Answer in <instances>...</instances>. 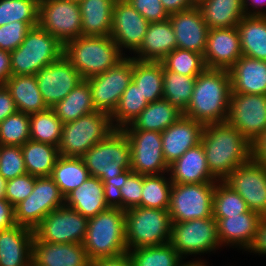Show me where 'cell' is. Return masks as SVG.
<instances>
[{"instance_id": "obj_50", "label": "cell", "mask_w": 266, "mask_h": 266, "mask_svg": "<svg viewBox=\"0 0 266 266\" xmlns=\"http://www.w3.org/2000/svg\"><path fill=\"white\" fill-rule=\"evenodd\" d=\"M34 185L35 176L28 173L8 180L5 189V199L15 207L33 192Z\"/></svg>"}, {"instance_id": "obj_16", "label": "cell", "mask_w": 266, "mask_h": 266, "mask_svg": "<svg viewBox=\"0 0 266 266\" xmlns=\"http://www.w3.org/2000/svg\"><path fill=\"white\" fill-rule=\"evenodd\" d=\"M226 122L252 144L266 128V95L231 92Z\"/></svg>"}, {"instance_id": "obj_4", "label": "cell", "mask_w": 266, "mask_h": 266, "mask_svg": "<svg viewBox=\"0 0 266 266\" xmlns=\"http://www.w3.org/2000/svg\"><path fill=\"white\" fill-rule=\"evenodd\" d=\"M82 245L91 262L127 253L125 211L108 208L90 218Z\"/></svg>"}, {"instance_id": "obj_58", "label": "cell", "mask_w": 266, "mask_h": 266, "mask_svg": "<svg viewBox=\"0 0 266 266\" xmlns=\"http://www.w3.org/2000/svg\"><path fill=\"white\" fill-rule=\"evenodd\" d=\"M161 3L167 13L181 12L196 6L194 0H161Z\"/></svg>"}, {"instance_id": "obj_43", "label": "cell", "mask_w": 266, "mask_h": 266, "mask_svg": "<svg viewBox=\"0 0 266 266\" xmlns=\"http://www.w3.org/2000/svg\"><path fill=\"white\" fill-rule=\"evenodd\" d=\"M212 205L216 221L249 211L245 200L224 181L215 183Z\"/></svg>"}, {"instance_id": "obj_51", "label": "cell", "mask_w": 266, "mask_h": 266, "mask_svg": "<svg viewBox=\"0 0 266 266\" xmlns=\"http://www.w3.org/2000/svg\"><path fill=\"white\" fill-rule=\"evenodd\" d=\"M143 189V175L132 172L127 178L126 182L120 188L122 195V210L140 206Z\"/></svg>"}, {"instance_id": "obj_1", "label": "cell", "mask_w": 266, "mask_h": 266, "mask_svg": "<svg viewBox=\"0 0 266 266\" xmlns=\"http://www.w3.org/2000/svg\"><path fill=\"white\" fill-rule=\"evenodd\" d=\"M201 143L209 171L218 181L252 158V144L227 122L204 125Z\"/></svg>"}, {"instance_id": "obj_5", "label": "cell", "mask_w": 266, "mask_h": 266, "mask_svg": "<svg viewBox=\"0 0 266 266\" xmlns=\"http://www.w3.org/2000/svg\"><path fill=\"white\" fill-rule=\"evenodd\" d=\"M63 56V44L39 26L32 27L18 48L10 52L11 75H35Z\"/></svg>"}, {"instance_id": "obj_26", "label": "cell", "mask_w": 266, "mask_h": 266, "mask_svg": "<svg viewBox=\"0 0 266 266\" xmlns=\"http://www.w3.org/2000/svg\"><path fill=\"white\" fill-rule=\"evenodd\" d=\"M167 174L173 184L218 181L209 171L202 143L188 149L179 159L169 165Z\"/></svg>"}, {"instance_id": "obj_9", "label": "cell", "mask_w": 266, "mask_h": 266, "mask_svg": "<svg viewBox=\"0 0 266 266\" xmlns=\"http://www.w3.org/2000/svg\"><path fill=\"white\" fill-rule=\"evenodd\" d=\"M215 183L173 184L168 207L172 223L212 217Z\"/></svg>"}, {"instance_id": "obj_48", "label": "cell", "mask_w": 266, "mask_h": 266, "mask_svg": "<svg viewBox=\"0 0 266 266\" xmlns=\"http://www.w3.org/2000/svg\"><path fill=\"white\" fill-rule=\"evenodd\" d=\"M26 173L21 146L0 145V175L8 181Z\"/></svg>"}, {"instance_id": "obj_13", "label": "cell", "mask_w": 266, "mask_h": 266, "mask_svg": "<svg viewBox=\"0 0 266 266\" xmlns=\"http://www.w3.org/2000/svg\"><path fill=\"white\" fill-rule=\"evenodd\" d=\"M79 3L68 0H40L38 26L63 45L82 36Z\"/></svg>"}, {"instance_id": "obj_29", "label": "cell", "mask_w": 266, "mask_h": 266, "mask_svg": "<svg viewBox=\"0 0 266 266\" xmlns=\"http://www.w3.org/2000/svg\"><path fill=\"white\" fill-rule=\"evenodd\" d=\"M64 205L90 219L108 209L104 198L103 182L89 176L78 188L64 197Z\"/></svg>"}, {"instance_id": "obj_37", "label": "cell", "mask_w": 266, "mask_h": 266, "mask_svg": "<svg viewBox=\"0 0 266 266\" xmlns=\"http://www.w3.org/2000/svg\"><path fill=\"white\" fill-rule=\"evenodd\" d=\"M56 116L64 123L77 120L83 115L96 111L89 82H81L59 103L52 107Z\"/></svg>"}, {"instance_id": "obj_20", "label": "cell", "mask_w": 266, "mask_h": 266, "mask_svg": "<svg viewBox=\"0 0 266 266\" xmlns=\"http://www.w3.org/2000/svg\"><path fill=\"white\" fill-rule=\"evenodd\" d=\"M241 56L237 27L209 29L203 54L206 68L229 70Z\"/></svg>"}, {"instance_id": "obj_46", "label": "cell", "mask_w": 266, "mask_h": 266, "mask_svg": "<svg viewBox=\"0 0 266 266\" xmlns=\"http://www.w3.org/2000/svg\"><path fill=\"white\" fill-rule=\"evenodd\" d=\"M30 140V115L17 111L0 122V145L22 146Z\"/></svg>"}, {"instance_id": "obj_62", "label": "cell", "mask_w": 266, "mask_h": 266, "mask_svg": "<svg viewBox=\"0 0 266 266\" xmlns=\"http://www.w3.org/2000/svg\"><path fill=\"white\" fill-rule=\"evenodd\" d=\"M207 262H205L204 260L197 259V260H190L188 262H186L183 266H207L206 265Z\"/></svg>"}, {"instance_id": "obj_33", "label": "cell", "mask_w": 266, "mask_h": 266, "mask_svg": "<svg viewBox=\"0 0 266 266\" xmlns=\"http://www.w3.org/2000/svg\"><path fill=\"white\" fill-rule=\"evenodd\" d=\"M183 112L165 99L149 103L129 124L133 129L162 133L174 124Z\"/></svg>"}, {"instance_id": "obj_23", "label": "cell", "mask_w": 266, "mask_h": 266, "mask_svg": "<svg viewBox=\"0 0 266 266\" xmlns=\"http://www.w3.org/2000/svg\"><path fill=\"white\" fill-rule=\"evenodd\" d=\"M32 263L35 266H91L82 244L50 243L33 240Z\"/></svg>"}, {"instance_id": "obj_15", "label": "cell", "mask_w": 266, "mask_h": 266, "mask_svg": "<svg viewBox=\"0 0 266 266\" xmlns=\"http://www.w3.org/2000/svg\"><path fill=\"white\" fill-rule=\"evenodd\" d=\"M88 218L63 205L46 215L34 229V235L50 243L82 244L88 227Z\"/></svg>"}, {"instance_id": "obj_57", "label": "cell", "mask_w": 266, "mask_h": 266, "mask_svg": "<svg viewBox=\"0 0 266 266\" xmlns=\"http://www.w3.org/2000/svg\"><path fill=\"white\" fill-rule=\"evenodd\" d=\"M252 159L266 166V128L260 136L252 143Z\"/></svg>"}, {"instance_id": "obj_36", "label": "cell", "mask_w": 266, "mask_h": 266, "mask_svg": "<svg viewBox=\"0 0 266 266\" xmlns=\"http://www.w3.org/2000/svg\"><path fill=\"white\" fill-rule=\"evenodd\" d=\"M163 74L161 62L138 61L133 58L132 81L148 103L163 99Z\"/></svg>"}, {"instance_id": "obj_64", "label": "cell", "mask_w": 266, "mask_h": 266, "mask_svg": "<svg viewBox=\"0 0 266 266\" xmlns=\"http://www.w3.org/2000/svg\"><path fill=\"white\" fill-rule=\"evenodd\" d=\"M68 1L80 3L82 0H68Z\"/></svg>"}, {"instance_id": "obj_42", "label": "cell", "mask_w": 266, "mask_h": 266, "mask_svg": "<svg viewBox=\"0 0 266 266\" xmlns=\"http://www.w3.org/2000/svg\"><path fill=\"white\" fill-rule=\"evenodd\" d=\"M148 104L139 87L131 81L121 96L116 110L111 115L113 126L116 129H122L130 124Z\"/></svg>"}, {"instance_id": "obj_34", "label": "cell", "mask_w": 266, "mask_h": 266, "mask_svg": "<svg viewBox=\"0 0 266 266\" xmlns=\"http://www.w3.org/2000/svg\"><path fill=\"white\" fill-rule=\"evenodd\" d=\"M237 29L242 55L266 61V16H244Z\"/></svg>"}, {"instance_id": "obj_2", "label": "cell", "mask_w": 266, "mask_h": 266, "mask_svg": "<svg viewBox=\"0 0 266 266\" xmlns=\"http://www.w3.org/2000/svg\"><path fill=\"white\" fill-rule=\"evenodd\" d=\"M231 92L228 70L205 68L196 77L191 100L183 115L203 125L226 122Z\"/></svg>"}, {"instance_id": "obj_28", "label": "cell", "mask_w": 266, "mask_h": 266, "mask_svg": "<svg viewBox=\"0 0 266 266\" xmlns=\"http://www.w3.org/2000/svg\"><path fill=\"white\" fill-rule=\"evenodd\" d=\"M228 71L232 93L266 95V61L242 55Z\"/></svg>"}, {"instance_id": "obj_52", "label": "cell", "mask_w": 266, "mask_h": 266, "mask_svg": "<svg viewBox=\"0 0 266 266\" xmlns=\"http://www.w3.org/2000/svg\"><path fill=\"white\" fill-rule=\"evenodd\" d=\"M149 23L163 22L169 18L161 0H127Z\"/></svg>"}, {"instance_id": "obj_12", "label": "cell", "mask_w": 266, "mask_h": 266, "mask_svg": "<svg viewBox=\"0 0 266 266\" xmlns=\"http://www.w3.org/2000/svg\"><path fill=\"white\" fill-rule=\"evenodd\" d=\"M64 205V196L49 177H35L33 192L15 207V222L34 230L50 212Z\"/></svg>"}, {"instance_id": "obj_45", "label": "cell", "mask_w": 266, "mask_h": 266, "mask_svg": "<svg viewBox=\"0 0 266 266\" xmlns=\"http://www.w3.org/2000/svg\"><path fill=\"white\" fill-rule=\"evenodd\" d=\"M160 62L164 70L186 76H198L206 68L202 54L179 48L174 49Z\"/></svg>"}, {"instance_id": "obj_30", "label": "cell", "mask_w": 266, "mask_h": 266, "mask_svg": "<svg viewBox=\"0 0 266 266\" xmlns=\"http://www.w3.org/2000/svg\"><path fill=\"white\" fill-rule=\"evenodd\" d=\"M4 85L9 90L17 111L31 115L48 109L35 75H11Z\"/></svg>"}, {"instance_id": "obj_38", "label": "cell", "mask_w": 266, "mask_h": 266, "mask_svg": "<svg viewBox=\"0 0 266 266\" xmlns=\"http://www.w3.org/2000/svg\"><path fill=\"white\" fill-rule=\"evenodd\" d=\"M90 176L81 157L59 156L53 168L51 178L65 197L78 188Z\"/></svg>"}, {"instance_id": "obj_10", "label": "cell", "mask_w": 266, "mask_h": 266, "mask_svg": "<svg viewBox=\"0 0 266 266\" xmlns=\"http://www.w3.org/2000/svg\"><path fill=\"white\" fill-rule=\"evenodd\" d=\"M169 243L183 259L189 255L201 256L222 247L218 237L217 221L213 216L172 223Z\"/></svg>"}, {"instance_id": "obj_44", "label": "cell", "mask_w": 266, "mask_h": 266, "mask_svg": "<svg viewBox=\"0 0 266 266\" xmlns=\"http://www.w3.org/2000/svg\"><path fill=\"white\" fill-rule=\"evenodd\" d=\"M143 175L141 207L152 209H168L171 187L169 174Z\"/></svg>"}, {"instance_id": "obj_55", "label": "cell", "mask_w": 266, "mask_h": 266, "mask_svg": "<svg viewBox=\"0 0 266 266\" xmlns=\"http://www.w3.org/2000/svg\"><path fill=\"white\" fill-rule=\"evenodd\" d=\"M16 225L14 207L5 199H0V230L10 229Z\"/></svg>"}, {"instance_id": "obj_25", "label": "cell", "mask_w": 266, "mask_h": 266, "mask_svg": "<svg viewBox=\"0 0 266 266\" xmlns=\"http://www.w3.org/2000/svg\"><path fill=\"white\" fill-rule=\"evenodd\" d=\"M34 237V230L17 224L0 230V266H30Z\"/></svg>"}, {"instance_id": "obj_19", "label": "cell", "mask_w": 266, "mask_h": 266, "mask_svg": "<svg viewBox=\"0 0 266 266\" xmlns=\"http://www.w3.org/2000/svg\"><path fill=\"white\" fill-rule=\"evenodd\" d=\"M149 22L127 0H116L110 37L123 52H135L141 45Z\"/></svg>"}, {"instance_id": "obj_11", "label": "cell", "mask_w": 266, "mask_h": 266, "mask_svg": "<svg viewBox=\"0 0 266 266\" xmlns=\"http://www.w3.org/2000/svg\"><path fill=\"white\" fill-rule=\"evenodd\" d=\"M132 75L133 57L126 56L104 73L86 79L90 85L95 109L112 115L121 96L132 81Z\"/></svg>"}, {"instance_id": "obj_24", "label": "cell", "mask_w": 266, "mask_h": 266, "mask_svg": "<svg viewBox=\"0 0 266 266\" xmlns=\"http://www.w3.org/2000/svg\"><path fill=\"white\" fill-rule=\"evenodd\" d=\"M262 216L254 211L221 218L217 221V231L221 246H235L248 251L253 245Z\"/></svg>"}, {"instance_id": "obj_22", "label": "cell", "mask_w": 266, "mask_h": 266, "mask_svg": "<svg viewBox=\"0 0 266 266\" xmlns=\"http://www.w3.org/2000/svg\"><path fill=\"white\" fill-rule=\"evenodd\" d=\"M203 128L202 123L182 115L161 133L163 155L168 166L201 143Z\"/></svg>"}, {"instance_id": "obj_39", "label": "cell", "mask_w": 266, "mask_h": 266, "mask_svg": "<svg viewBox=\"0 0 266 266\" xmlns=\"http://www.w3.org/2000/svg\"><path fill=\"white\" fill-rule=\"evenodd\" d=\"M131 266H183L186 262L168 243L128 250Z\"/></svg>"}, {"instance_id": "obj_21", "label": "cell", "mask_w": 266, "mask_h": 266, "mask_svg": "<svg viewBox=\"0 0 266 266\" xmlns=\"http://www.w3.org/2000/svg\"><path fill=\"white\" fill-rule=\"evenodd\" d=\"M169 21L177 40V48L204 54L209 28L200 9L195 6L185 11L172 13Z\"/></svg>"}, {"instance_id": "obj_63", "label": "cell", "mask_w": 266, "mask_h": 266, "mask_svg": "<svg viewBox=\"0 0 266 266\" xmlns=\"http://www.w3.org/2000/svg\"><path fill=\"white\" fill-rule=\"evenodd\" d=\"M6 183L7 180L0 175V199L5 198Z\"/></svg>"}, {"instance_id": "obj_32", "label": "cell", "mask_w": 266, "mask_h": 266, "mask_svg": "<svg viewBox=\"0 0 266 266\" xmlns=\"http://www.w3.org/2000/svg\"><path fill=\"white\" fill-rule=\"evenodd\" d=\"M196 6L209 29L237 27L245 16L241 0H200Z\"/></svg>"}, {"instance_id": "obj_6", "label": "cell", "mask_w": 266, "mask_h": 266, "mask_svg": "<svg viewBox=\"0 0 266 266\" xmlns=\"http://www.w3.org/2000/svg\"><path fill=\"white\" fill-rule=\"evenodd\" d=\"M128 250L168 244L172 221L168 209L134 207L125 211Z\"/></svg>"}, {"instance_id": "obj_7", "label": "cell", "mask_w": 266, "mask_h": 266, "mask_svg": "<svg viewBox=\"0 0 266 266\" xmlns=\"http://www.w3.org/2000/svg\"><path fill=\"white\" fill-rule=\"evenodd\" d=\"M81 159L90 176L103 183L131 169V147L122 129L114 130L106 139L91 147Z\"/></svg>"}, {"instance_id": "obj_40", "label": "cell", "mask_w": 266, "mask_h": 266, "mask_svg": "<svg viewBox=\"0 0 266 266\" xmlns=\"http://www.w3.org/2000/svg\"><path fill=\"white\" fill-rule=\"evenodd\" d=\"M196 77L164 70L163 99L184 112L191 100Z\"/></svg>"}, {"instance_id": "obj_8", "label": "cell", "mask_w": 266, "mask_h": 266, "mask_svg": "<svg viewBox=\"0 0 266 266\" xmlns=\"http://www.w3.org/2000/svg\"><path fill=\"white\" fill-rule=\"evenodd\" d=\"M116 128L111 115L94 111L63 124L59 153L65 157H82L91 147L106 139Z\"/></svg>"}, {"instance_id": "obj_41", "label": "cell", "mask_w": 266, "mask_h": 266, "mask_svg": "<svg viewBox=\"0 0 266 266\" xmlns=\"http://www.w3.org/2000/svg\"><path fill=\"white\" fill-rule=\"evenodd\" d=\"M63 122L52 108L30 115V140L59 145Z\"/></svg>"}, {"instance_id": "obj_31", "label": "cell", "mask_w": 266, "mask_h": 266, "mask_svg": "<svg viewBox=\"0 0 266 266\" xmlns=\"http://www.w3.org/2000/svg\"><path fill=\"white\" fill-rule=\"evenodd\" d=\"M116 0H82L79 3L82 36H110Z\"/></svg>"}, {"instance_id": "obj_14", "label": "cell", "mask_w": 266, "mask_h": 266, "mask_svg": "<svg viewBox=\"0 0 266 266\" xmlns=\"http://www.w3.org/2000/svg\"><path fill=\"white\" fill-rule=\"evenodd\" d=\"M131 147V170L142 175L168 173L162 149L161 133L133 129L129 124L122 128Z\"/></svg>"}, {"instance_id": "obj_18", "label": "cell", "mask_w": 266, "mask_h": 266, "mask_svg": "<svg viewBox=\"0 0 266 266\" xmlns=\"http://www.w3.org/2000/svg\"><path fill=\"white\" fill-rule=\"evenodd\" d=\"M35 77L48 108L59 103L83 80L77 69L64 56L41 68Z\"/></svg>"}, {"instance_id": "obj_17", "label": "cell", "mask_w": 266, "mask_h": 266, "mask_svg": "<svg viewBox=\"0 0 266 266\" xmlns=\"http://www.w3.org/2000/svg\"><path fill=\"white\" fill-rule=\"evenodd\" d=\"M223 181L245 200L250 211L266 216V166L251 158Z\"/></svg>"}, {"instance_id": "obj_35", "label": "cell", "mask_w": 266, "mask_h": 266, "mask_svg": "<svg viewBox=\"0 0 266 266\" xmlns=\"http://www.w3.org/2000/svg\"><path fill=\"white\" fill-rule=\"evenodd\" d=\"M27 173L35 177H49L60 156L57 146L28 140L21 146Z\"/></svg>"}, {"instance_id": "obj_54", "label": "cell", "mask_w": 266, "mask_h": 266, "mask_svg": "<svg viewBox=\"0 0 266 266\" xmlns=\"http://www.w3.org/2000/svg\"><path fill=\"white\" fill-rule=\"evenodd\" d=\"M17 112L15 102L5 85H0V122Z\"/></svg>"}, {"instance_id": "obj_59", "label": "cell", "mask_w": 266, "mask_h": 266, "mask_svg": "<svg viewBox=\"0 0 266 266\" xmlns=\"http://www.w3.org/2000/svg\"><path fill=\"white\" fill-rule=\"evenodd\" d=\"M241 2L245 16H266V9H263V6L266 5V0H241Z\"/></svg>"}, {"instance_id": "obj_60", "label": "cell", "mask_w": 266, "mask_h": 266, "mask_svg": "<svg viewBox=\"0 0 266 266\" xmlns=\"http://www.w3.org/2000/svg\"><path fill=\"white\" fill-rule=\"evenodd\" d=\"M91 266H131L128 253L113 258H99L91 262Z\"/></svg>"}, {"instance_id": "obj_61", "label": "cell", "mask_w": 266, "mask_h": 266, "mask_svg": "<svg viewBox=\"0 0 266 266\" xmlns=\"http://www.w3.org/2000/svg\"><path fill=\"white\" fill-rule=\"evenodd\" d=\"M10 76V52L0 50V85H4Z\"/></svg>"}, {"instance_id": "obj_47", "label": "cell", "mask_w": 266, "mask_h": 266, "mask_svg": "<svg viewBox=\"0 0 266 266\" xmlns=\"http://www.w3.org/2000/svg\"><path fill=\"white\" fill-rule=\"evenodd\" d=\"M40 0H0V26L10 22H38Z\"/></svg>"}, {"instance_id": "obj_49", "label": "cell", "mask_w": 266, "mask_h": 266, "mask_svg": "<svg viewBox=\"0 0 266 266\" xmlns=\"http://www.w3.org/2000/svg\"><path fill=\"white\" fill-rule=\"evenodd\" d=\"M38 22L14 21L0 26V50L12 52L20 46L27 32Z\"/></svg>"}, {"instance_id": "obj_3", "label": "cell", "mask_w": 266, "mask_h": 266, "mask_svg": "<svg viewBox=\"0 0 266 266\" xmlns=\"http://www.w3.org/2000/svg\"><path fill=\"white\" fill-rule=\"evenodd\" d=\"M126 55L110 36H80L63 45V56L77 69L82 79L104 73Z\"/></svg>"}, {"instance_id": "obj_53", "label": "cell", "mask_w": 266, "mask_h": 266, "mask_svg": "<svg viewBox=\"0 0 266 266\" xmlns=\"http://www.w3.org/2000/svg\"><path fill=\"white\" fill-rule=\"evenodd\" d=\"M131 169L125 170L117 177L107 179L103 183L104 198L109 208H120L122 210V195L120 188L126 182V178L132 173Z\"/></svg>"}, {"instance_id": "obj_56", "label": "cell", "mask_w": 266, "mask_h": 266, "mask_svg": "<svg viewBox=\"0 0 266 266\" xmlns=\"http://www.w3.org/2000/svg\"><path fill=\"white\" fill-rule=\"evenodd\" d=\"M248 252L266 255V216H262L256 232L255 241Z\"/></svg>"}, {"instance_id": "obj_27", "label": "cell", "mask_w": 266, "mask_h": 266, "mask_svg": "<svg viewBox=\"0 0 266 266\" xmlns=\"http://www.w3.org/2000/svg\"><path fill=\"white\" fill-rule=\"evenodd\" d=\"M176 48L177 40L169 19L149 23L140 47L133 53V58L138 61L160 62Z\"/></svg>"}]
</instances>
